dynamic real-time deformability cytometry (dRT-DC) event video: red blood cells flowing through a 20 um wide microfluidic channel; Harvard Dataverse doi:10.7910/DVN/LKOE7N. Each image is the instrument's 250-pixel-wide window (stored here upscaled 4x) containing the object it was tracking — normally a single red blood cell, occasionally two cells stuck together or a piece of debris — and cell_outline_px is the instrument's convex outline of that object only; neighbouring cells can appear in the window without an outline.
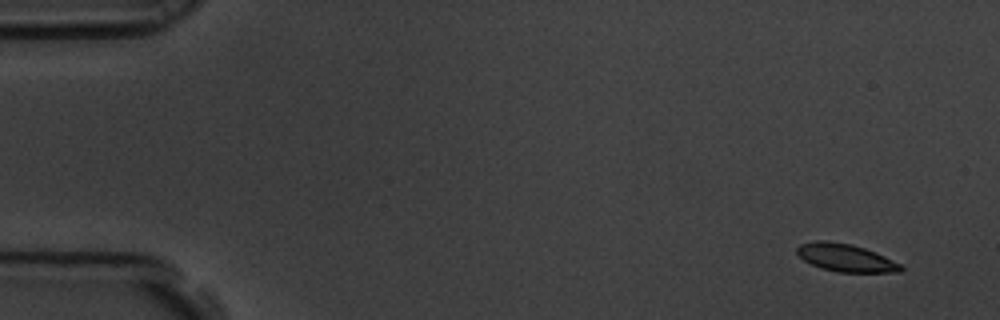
{"species": "common noctule bat (a hibernating species)", "species_latin": "Nyctalus noctula", "temperature_condition": "room temperature", "stored_images_in_passage": 57, "camera_frame_rate_fps": 3000, "um_per_image_px": 0.085, "animal": {"sex": "male", "body_mass_g": 19.5, "forearm_length_mm": 54.6}, "frame": {"image": 1, "passage_image": 1, "time_ms": 0.0, "image_size_px": [1000, 320], "cell_outline_px": [[904, 268], [900, 272], [836, 272], [812, 264], [804, 260], [796, 252], [796, 248], [800, 244], [816, 240], [828, 240], [852, 244], [876, 252], [900, 264]], "centroid_in_image_um": [71.87, 21.89], "position_along_channel_um": 13.1, "area_um2": 16.7}}
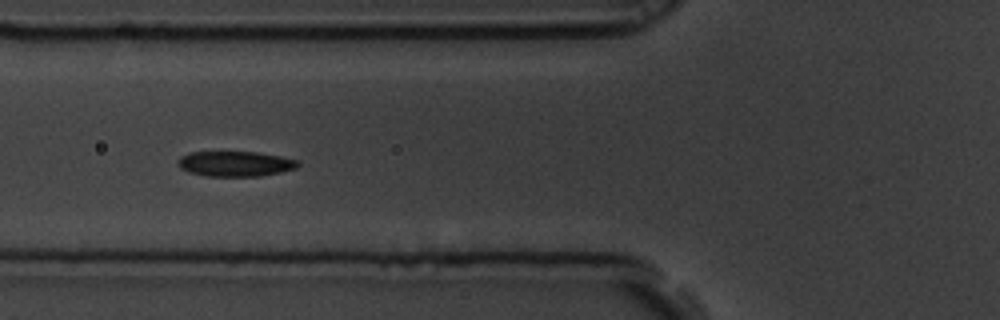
{"frame": {"image": 2, "passage_image": 20, "time_ms": 6.333, "image_size_px": [1000, 320], "cell_outline_px": [[300, 164], [296, 168], [280, 172], [260, 176], [208, 176], [188, 172], [180, 168], [176, 164], [176, 160], [180, 156], [188, 152], [256, 152], [280, 156], [296, 160]], "centroid_in_image_um": [19.93, 13.92], "position_along_channel_um": 105.9, "area_um2": 17.69}}
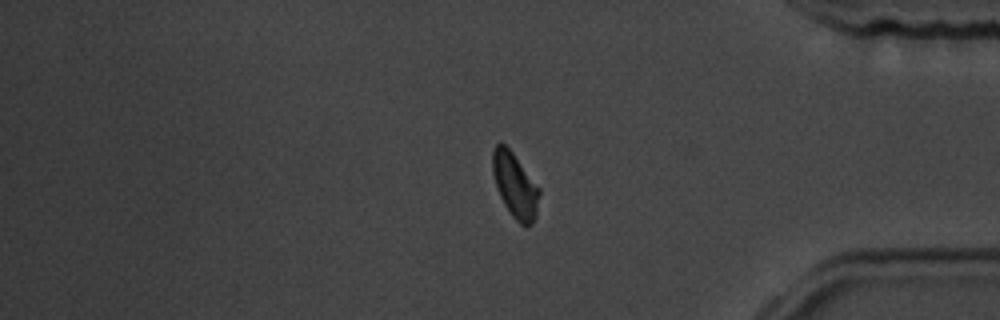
{"frame": {"image": 3, "passage_image": 47, "time_ms": 15.333, "image_size_px": [1000, 320], "cell_outline_px": [[540, 192], [536, 216], [532, 224], [520, 224], [512, 216], [504, 204], [500, 196], [492, 172], [492, 152], [496, 144], [504, 144], [512, 152], [540, 188]], "centroid_in_image_um": [43.78, 15.76], "position_along_channel_um": 391.4, "area_um2": 17.4}, "authors_computed_cell_mechanics": {"area_um2": 17.6868, "velocity_mm_per_s": 3.4291, "shape_relaxation_time_tau1_ms": 2.6112, "shape_relaxation_time_tau2_ms": 2.0971, "deformation_change_tau1": 0.0954, "deformation_change_tau2": 0.071}}